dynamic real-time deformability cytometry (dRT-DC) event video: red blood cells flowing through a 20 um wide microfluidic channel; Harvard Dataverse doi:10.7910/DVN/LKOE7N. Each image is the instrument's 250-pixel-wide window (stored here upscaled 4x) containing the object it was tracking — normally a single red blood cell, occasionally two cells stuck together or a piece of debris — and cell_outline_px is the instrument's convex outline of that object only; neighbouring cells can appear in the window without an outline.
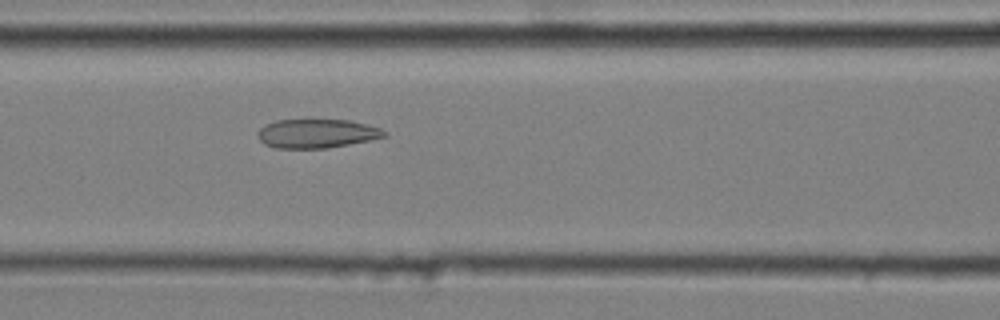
{"species": "common noctule bat (a hibernating species)", "species_latin": "Nyctalus noctula", "temperature_condition": "cold", "stored_images_in_passage": 48, "camera_frame_rate_fps": 3000, "um_per_image_px": 0.085, "animal": {"sex": "male", "body_mass_g": 20.4}, "frame": {"image": 1, "passage_image": 23, "time_ms": 7.333, "image_size_px": [1000, 320], "cell_outline_px": [[388, 136], [372, 140], [328, 148], [276, 148], [264, 144], [256, 136], [256, 132], [260, 128], [276, 120], [348, 120], [368, 124], [380, 128], [388, 132]], "centroid_in_image_um": [26.96, 11.35], "position_along_channel_um": 139.6, "area_um2": 21.5}}
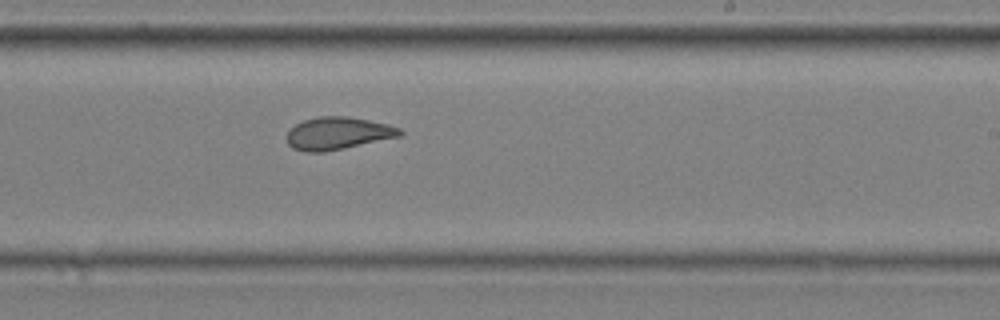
{"frame": {"image": 2, "passage_image": 33, "time_ms": 10.667, "image_size_px": [1000, 320], "cell_outline_px": [[404, 132], [400, 136], [344, 148], [324, 152], [304, 152], [292, 148], [288, 144], [288, 132], [296, 124], [304, 120], [320, 116], [348, 116], [388, 124], [400, 128]], "centroid_in_image_um": [28.72, 11.33], "position_along_channel_um": 260.3, "area_um2": 21.27}}
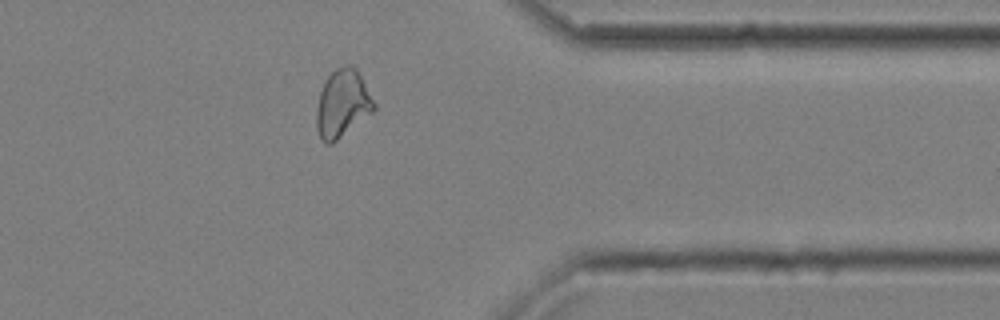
{"frame": {"image": 3, "passage_image": 44, "time_ms": 14.333, "image_size_px": [1000, 320], "cell_outline_px": [[376, 108], [372, 112], [332, 144], [324, 144], [316, 128], [316, 108], [320, 92], [324, 80], [336, 68], [344, 64], [352, 64], [356, 68], [376, 104]], "centroid_in_image_um": [29.09, 8.79], "position_along_channel_um": 382.3, "area_um2": 22.72}, "authors_computed_cell_mechanics": {"area_um2": 22.6287, "velocity_mm_per_s": 3.6308, "shape_relaxation_time_tau1_ms": null, "shape_relaxation_time_tau2_ms": 2.2499, "deformation_change_tau1": null, "deformation_change_tau2": 0.0846}}